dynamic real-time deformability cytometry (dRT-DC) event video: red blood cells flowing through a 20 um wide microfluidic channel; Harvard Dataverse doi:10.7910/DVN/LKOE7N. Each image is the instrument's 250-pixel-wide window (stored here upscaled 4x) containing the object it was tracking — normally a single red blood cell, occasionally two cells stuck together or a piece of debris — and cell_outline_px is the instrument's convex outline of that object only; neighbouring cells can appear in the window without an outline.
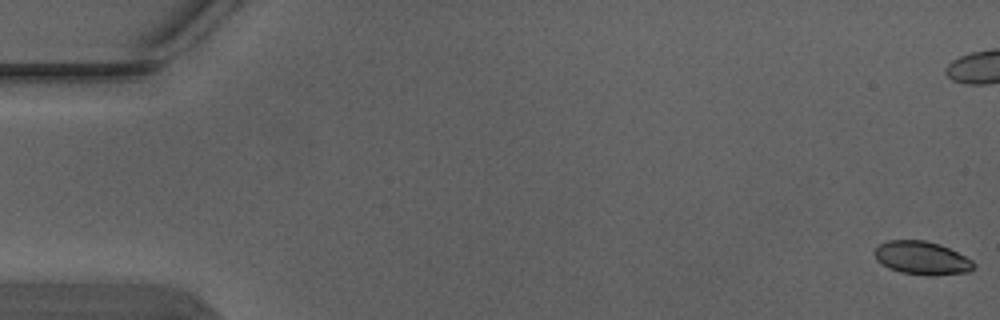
{"species": "Egyptian fruit bat (a non-hibernating species)", "species_latin": "Rousettus aegyptiacus", "temperature_condition": "warm", "stored_images_in_passage": 6, "camera_frame_rate_fps": 3000, "um_per_image_px": 0.085, "animal": {"sex": "male"}, "frame": {"image": 1, "passage_image": 1, "time_ms": 0.0, "image_size_px": [1000, 320], "cell_outline_px": [[976, 264], [968, 272], [932, 276], [928, 276], [900, 272], [888, 268], [876, 260], [876, 248], [880, 244], [888, 240], [924, 240], [940, 244], [972, 260]], "centroid_in_image_um": [78.36, 21.94], "position_along_channel_um": 6.6, "area_um2": 19.13}}
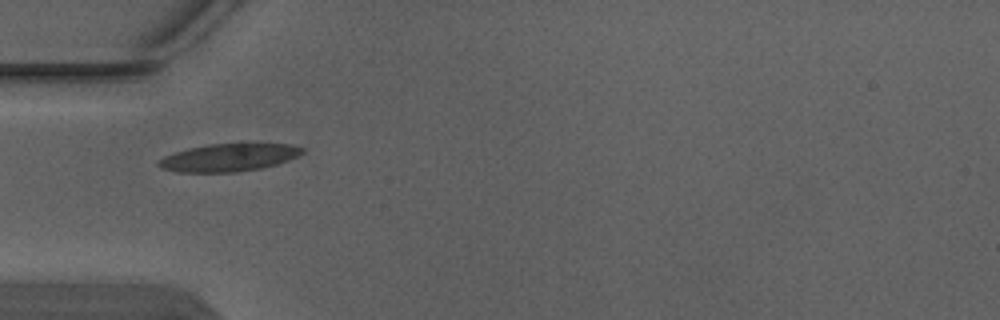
{"frame": {"image": 2, "passage_image": 6, "time_ms": 1.667, "image_size_px": [1000, 320], "cell_outline_px": [[304, 152], [288, 160], [276, 164], [260, 168], [236, 172], [176, 172], [160, 168], [156, 164], [164, 156], [188, 148], [208, 144], [292, 144], [304, 148]], "centroid_in_image_um": [19.42, 13.39], "position_along_channel_um": 65.6, "area_um2": 23.0}}